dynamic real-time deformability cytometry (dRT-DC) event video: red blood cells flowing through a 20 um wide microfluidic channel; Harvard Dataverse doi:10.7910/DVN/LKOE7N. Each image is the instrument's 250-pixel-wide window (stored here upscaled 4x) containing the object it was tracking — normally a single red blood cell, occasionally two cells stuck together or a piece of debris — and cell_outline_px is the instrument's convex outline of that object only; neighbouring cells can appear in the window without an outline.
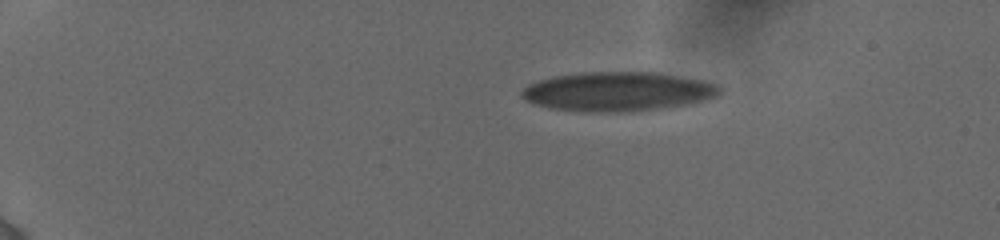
{"species": "human", "species_latin": "Homo sapiens", "temperature_condition": "cold", "stored_images_in_passage": 34, "camera_frame_rate_fps": 3000, "um_per_image_px": 0.085, "donor": {"sex": "female"}, "frame": {"image": 1, "passage_image": 1, "time_ms": 0.0, "image_size_px": [1000, 240], "cell_outline_px": [[720, 92], [716, 96], [700, 100], [660, 108], [632, 112], [584, 112], [548, 108], [524, 100], [520, 96], [520, 92], [528, 84], [540, 80], [556, 76], [584, 72], [652, 72], [704, 80], [720, 88]], "centroid_in_image_um": [52.41, 7.78], "position_along_channel_um": 32.6, "area_um2": 44.85}}
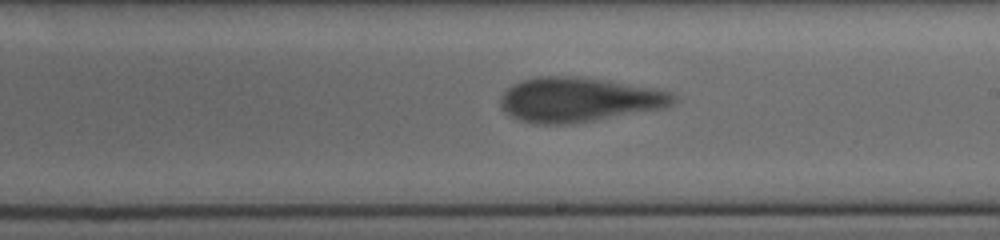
{"frame": {"image": 2, "passage_image": 19, "time_ms": 8.0, "image_size_px": [1000, 240], "cell_outline_px": [[676, 100], [672, 104], [664, 108], [568, 124], [536, 124], [520, 120], [504, 112], [500, 108], [500, 96], [512, 84], [520, 80], [540, 76], [576, 76], [656, 88], [672, 92], [676, 96]], "centroid_in_image_um": [49.16, 8.46], "position_along_channel_um": 239.8, "area_um2": 44.8}}
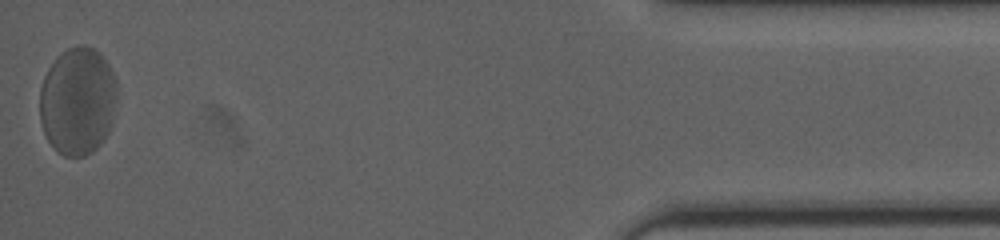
{"frame": {"image": 3, "passage_image": 34, "time_ms": 14.667, "image_size_px": [1000, 240], "cell_outline_px": [[116, 100], [112, 124], [104, 140], [92, 152], [84, 156], [64, 156], [56, 152], [48, 140], [44, 132], [40, 120], [40, 88], [44, 76], [48, 68], [56, 56], [60, 52], [76, 44], [84, 44], [100, 52], [108, 64], [116, 80]], "centroid_in_image_um": [6.59, 8.57], "position_along_channel_um": 428.6, "area_um2": 49.13}, "authors_computed_cell_mechanics": {"area_um2": 45.0262, "velocity_mm_per_s": 3.8034, "shape_relaxation_time_tau1_ms": null, "shape_relaxation_time_tau2_ms": 0.6343, "deformation_change_tau1": null, "deformation_change_tau2": 0.0885}}